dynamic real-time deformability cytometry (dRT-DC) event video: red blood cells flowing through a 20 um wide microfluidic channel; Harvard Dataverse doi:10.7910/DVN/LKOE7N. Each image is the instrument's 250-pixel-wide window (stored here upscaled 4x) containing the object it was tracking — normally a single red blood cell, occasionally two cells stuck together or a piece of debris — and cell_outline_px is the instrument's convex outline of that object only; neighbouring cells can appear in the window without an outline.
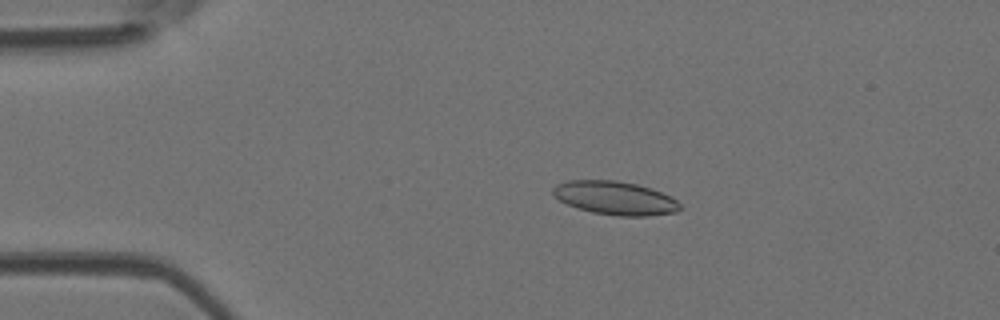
{"species": "Egyptian fruit bat (a non-hibernating species)", "species_latin": "Rousettus aegyptiacus", "temperature_condition": "room temperature", "stored_images_in_passage": 52, "camera_frame_rate_fps": 3000, "um_per_image_px": 0.085, "animal": {"sex": "female"}, "frame": {"image": 1, "passage_image": 11, "time_ms": 3.333, "image_size_px": [1000, 320], "cell_outline_px": [[680, 208], [676, 212], [648, 216], [616, 216], [592, 212], [568, 204], [552, 196], [552, 188], [556, 184], [568, 180], [616, 180], [636, 184], [652, 188], [676, 200], [680, 204]], "centroid_in_image_um": [52.25, 16.82], "position_along_channel_um": 32.7, "area_um2": 24.74}}
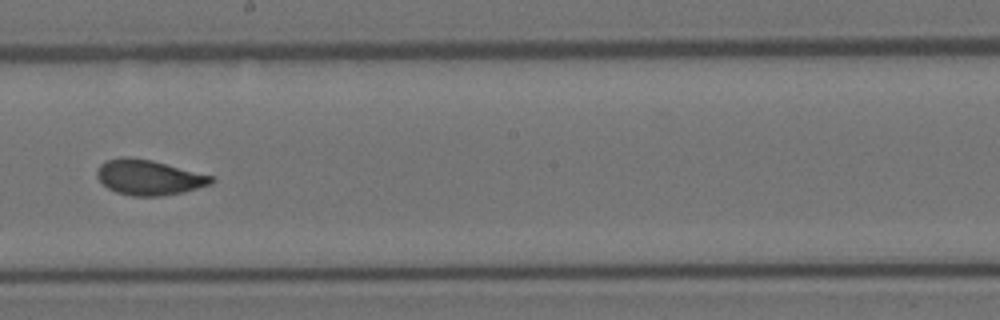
{"frame": {"image": 2, "passage_image": 30, "time_ms": 9.667, "image_size_px": [1000, 320], "cell_outline_px": [[216, 180], [212, 184], [184, 192], [160, 196], [132, 196], [116, 192], [108, 188], [96, 176], [96, 172], [100, 164], [108, 160], [120, 156], [128, 156], [152, 160], [212, 176]], "centroid_in_image_um": [12.65, 15.08], "position_along_channel_um": 235.6, "area_um2": 23.47}}
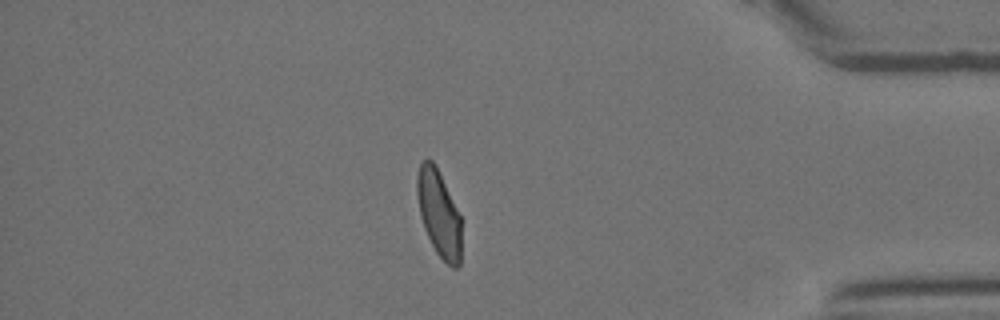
{"frame": {"image": 3, "passage_image": 45, "time_ms": 14.667, "image_size_px": [1000, 320], "cell_outline_px": [[460, 264], [456, 268], [452, 268], [436, 252], [424, 228], [420, 216], [416, 196], [416, 176], [420, 164], [424, 160], [432, 160], [436, 164], [460, 216]], "centroid_in_image_um": [37.27, 18.11], "position_along_channel_um": 397.9, "area_um2": 22.2}, "authors_computed_cell_mechanics": {"area_um2": 23.5535, "velocity_mm_per_s": 3.9273, "shape_relaxation_time_tau1_ms": 4.6836, "shape_relaxation_time_tau2_ms": 0.9941, "deformation_change_tau1": 0.1322, "deformation_change_tau2": 0.0603}}